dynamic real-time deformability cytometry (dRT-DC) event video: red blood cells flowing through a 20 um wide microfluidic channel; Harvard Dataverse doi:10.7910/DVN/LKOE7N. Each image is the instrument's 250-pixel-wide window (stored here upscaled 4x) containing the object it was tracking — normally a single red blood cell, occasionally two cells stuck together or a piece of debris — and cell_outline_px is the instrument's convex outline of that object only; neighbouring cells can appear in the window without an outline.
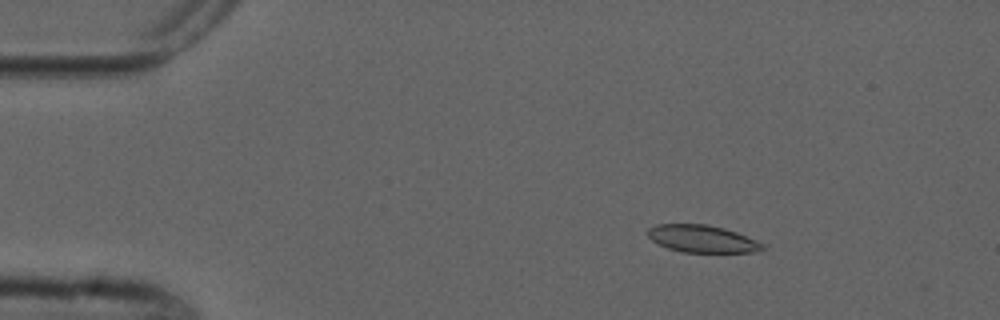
{"species": "common noctule bat (a hibernating species)", "species_latin": "Nyctalus noctula", "temperature_condition": "cold", "stored_images_in_passage": 4, "camera_frame_rate_fps": 3000, "um_per_image_px": 0.085, "animal": {"sex": "male", "forearm_length_mm": 52.5}, "frame": {"image": 1, "passage_image": 2, "time_ms": 1.667, "image_size_px": [1000, 320], "cell_outline_px": [[768, 248], [752, 252], [680, 252], [668, 248], [652, 240], [648, 236], [648, 228], [656, 224], [708, 224], [724, 228], [736, 232], [768, 244]], "centroid_in_image_um": [59.74, 20.3], "position_along_channel_um": 25.3, "area_um2": 18.44}}
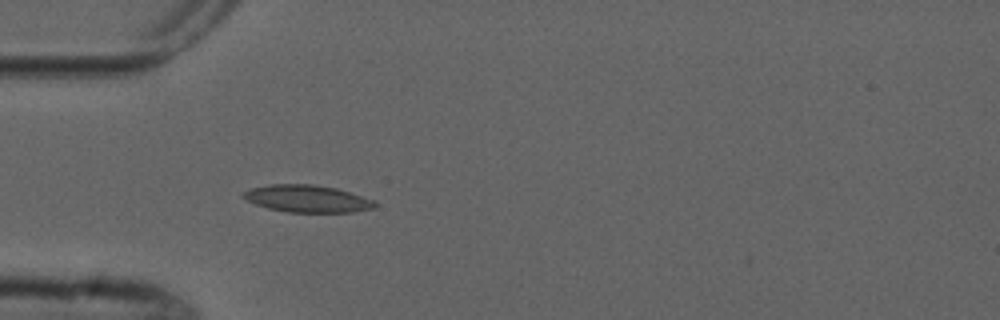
{"frame": {"image": 2, "passage_image": 4, "time_ms": 4.333, "image_size_px": [1000, 320], "cell_outline_px": [[376, 208], [352, 212], [288, 212], [268, 208], [256, 204], [240, 196], [240, 192], [252, 188], [268, 184], [312, 184], [336, 188], [376, 200]], "centroid_in_image_um": [26.12, 16.88], "position_along_channel_um": 58.9, "area_um2": 20.98}}